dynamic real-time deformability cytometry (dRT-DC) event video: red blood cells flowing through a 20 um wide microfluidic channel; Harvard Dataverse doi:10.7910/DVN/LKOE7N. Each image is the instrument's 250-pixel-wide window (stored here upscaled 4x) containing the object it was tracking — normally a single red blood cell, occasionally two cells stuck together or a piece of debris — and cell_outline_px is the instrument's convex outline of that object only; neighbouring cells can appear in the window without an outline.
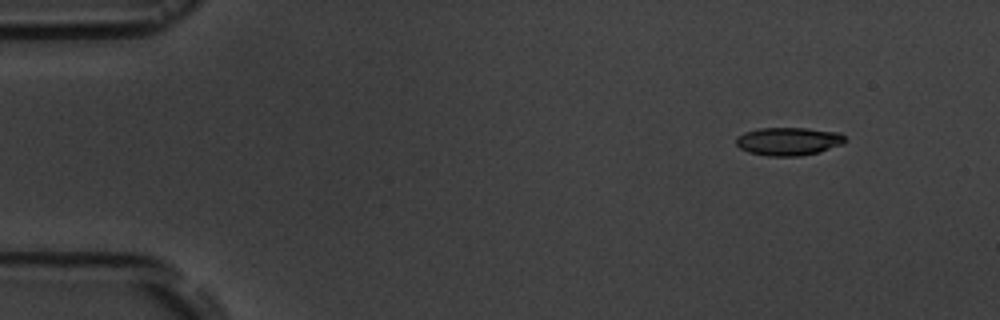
{"species": "common noctule bat (a hibernating species)", "species_latin": "Nyctalus noctula", "temperature_condition": "room temperature", "stored_images_in_passage": 5, "camera_frame_rate_fps": 3000, "um_per_image_px": 0.085, "animal": {"sex": "male", "body_mass_g": 19.5, "forearm_length_mm": 54.6}, "frame": {"image": 1, "passage_image": 2, "time_ms": 1.0, "image_size_px": [1000, 320], "cell_outline_px": [[844, 144], [820, 152], [800, 156], [768, 156], [748, 152], [740, 148], [736, 144], [736, 136], [744, 132], [760, 128], [808, 128], [840, 132], [844, 136]], "centroid_in_image_um": [67.02, 12.01], "position_along_channel_um": 18.0, "area_um2": 18.03}}
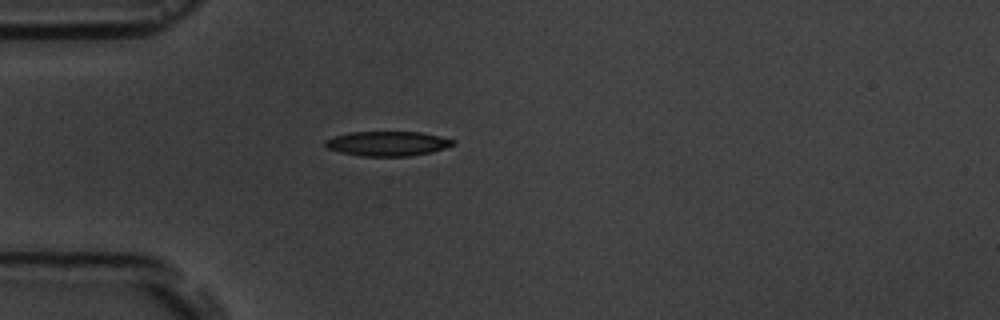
{"frame": {"image": 2, "passage_image": 5, "time_ms": 4.333, "image_size_px": [1000, 320], "cell_outline_px": [[456, 144], [432, 152], [408, 156], [360, 156], [340, 152], [328, 148], [324, 144], [324, 140], [348, 132], [420, 132], [440, 136], [456, 140]], "centroid_in_image_um": [32.96, 12.2], "position_along_channel_um": 52.0, "area_um2": 18.38}}